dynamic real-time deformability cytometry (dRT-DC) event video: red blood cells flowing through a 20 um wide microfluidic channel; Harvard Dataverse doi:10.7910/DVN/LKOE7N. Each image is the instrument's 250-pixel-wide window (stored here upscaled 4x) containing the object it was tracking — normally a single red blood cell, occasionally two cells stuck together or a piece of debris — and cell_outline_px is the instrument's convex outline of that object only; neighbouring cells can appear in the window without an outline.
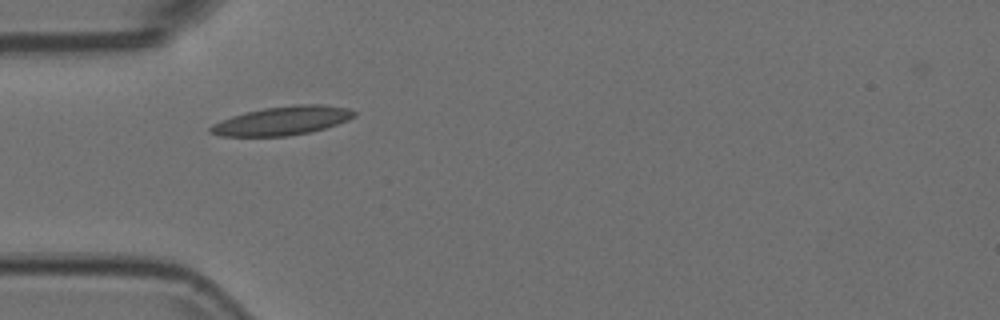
{"species": "Egyptian fruit bat (a non-hibernating species)", "species_latin": "Rousettus aegyptiacus", "temperature_condition": "room temperature", "stored_images_in_passage": 39, "camera_frame_rate_fps": 3000, "um_per_image_px": 0.085, "animal": {"sex": "female"}, "frame": {"image": 1, "passage_image": 1, "time_ms": 0.0, "image_size_px": [1000, 320], "cell_outline_px": [[356, 116], [348, 120], [324, 128], [308, 132], [288, 136], [220, 136], [208, 132], [208, 128], [212, 124], [232, 116], [244, 112], [264, 108], [296, 104], [320, 104], [348, 108], [356, 112]], "centroid_in_image_um": [23.97, 10.26], "position_along_channel_um": 61.0, "area_um2": 24.04}}
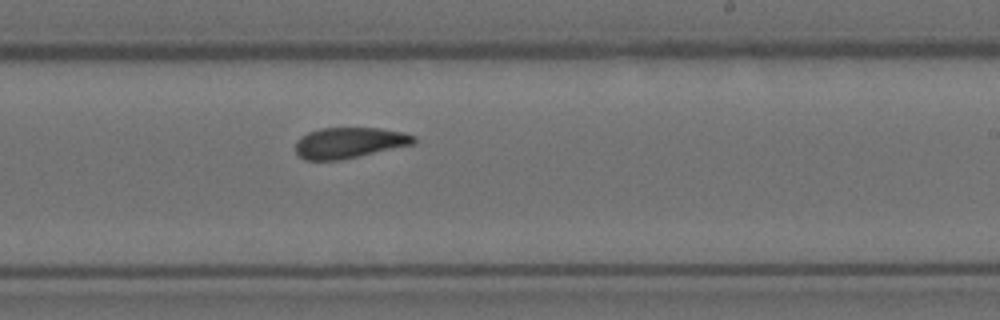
{"frame": {"image": 2, "passage_image": 17, "time_ms": 5.333, "image_size_px": [1000, 320], "cell_outline_px": [[416, 140], [412, 144], [340, 160], [304, 160], [296, 152], [296, 140], [300, 136], [308, 132], [320, 128], [380, 128], [404, 132], [416, 136]], "centroid_in_image_um": [29.66, 12.12], "position_along_channel_um": 259.3, "area_um2": 21.15}}
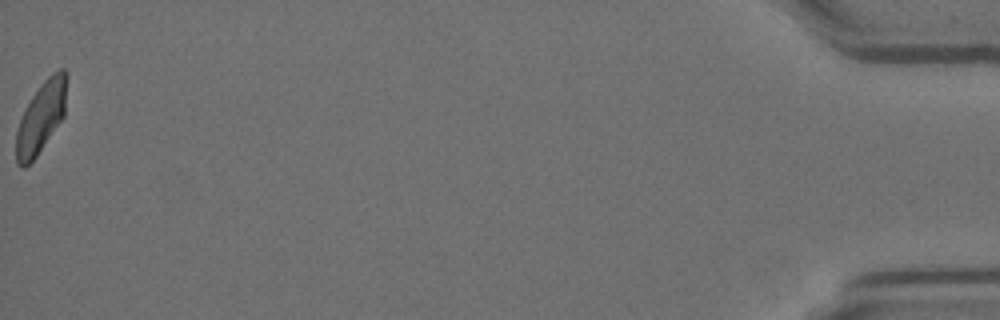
{"frame": {"image": 3, "passage_image": 39, "time_ms": 12.667, "image_size_px": [1000, 320], "cell_outline_px": [[64, 116], [36, 156], [24, 168], [20, 168], [16, 164], [16, 132], [24, 108], [40, 84], [52, 72], [60, 68], [64, 68]], "centroid_in_image_um": [3.43, 10.01], "position_along_channel_um": 431.8, "area_um2": 20.4}}